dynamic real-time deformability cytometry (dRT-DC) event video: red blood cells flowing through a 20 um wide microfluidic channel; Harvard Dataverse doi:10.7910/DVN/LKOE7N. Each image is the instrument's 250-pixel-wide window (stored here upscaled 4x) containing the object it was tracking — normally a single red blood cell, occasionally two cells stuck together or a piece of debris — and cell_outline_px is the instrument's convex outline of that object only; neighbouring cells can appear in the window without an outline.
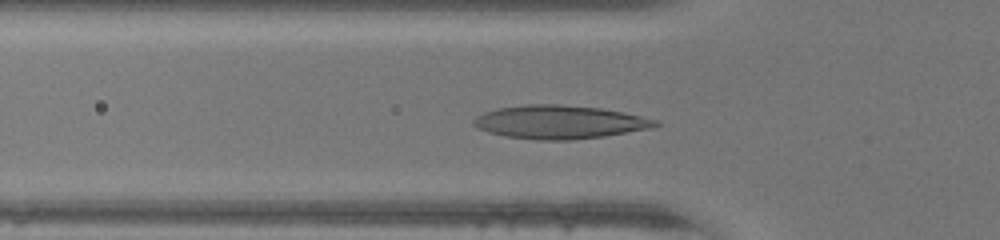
{"species": "human", "species_latin": "Homo sapiens", "temperature_condition": "warm", "stored_images_in_passage": 44, "camera_frame_rate_fps": 3000, "um_per_image_px": 0.085, "donor": {"sex": "female"}, "frame": {"image": 1, "passage_image": 13, "time_ms": 4.0, "image_size_px": [1000, 240], "cell_outline_px": [[660, 124], [656, 128], [604, 136], [568, 140], [536, 140], [508, 136], [488, 132], [472, 124], [472, 120], [476, 116], [484, 112], [500, 108], [528, 104], [560, 104], [600, 108], [624, 112], [660, 120]], "centroid_in_image_um": [47.63, 10.37], "position_along_channel_um": 78.2, "area_um2": 35.49}}
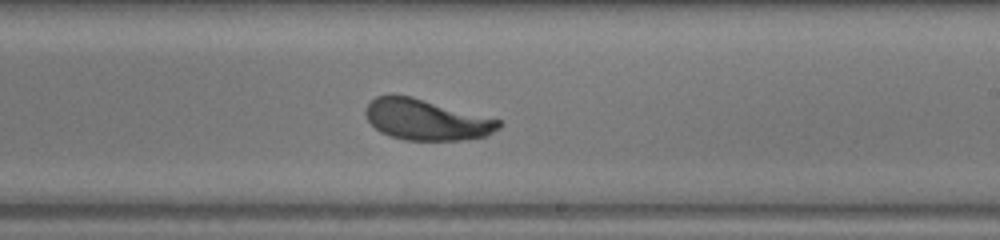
{"frame": {"image": 2, "passage_image": 25, "time_ms": 8.0, "image_size_px": [1000, 240], "cell_outline_px": [[504, 124], [500, 128], [488, 136], [464, 140], [404, 140], [380, 132], [368, 120], [364, 112], [364, 108], [376, 96], [392, 92], [412, 96], [500, 120]], "centroid_in_image_um": [36.23, 10.16], "position_along_channel_um": 252.8, "area_um2": 32.08}}
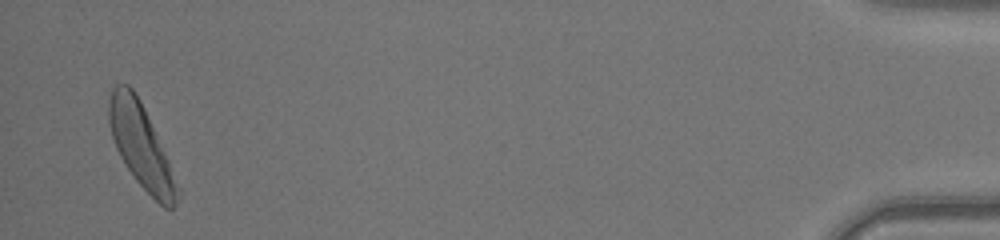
{"frame": {"image": 3, "passage_image": 43, "time_ms": 14.0, "image_size_px": [1000, 240], "cell_outline_px": [[180, 192], [172, 208], [164, 208], [136, 180], [120, 156], [116, 148], [112, 136], [108, 120], [108, 104], [112, 88], [116, 84], [128, 84], [132, 88], [140, 100], [168, 160], [180, 188]], "centroid_in_image_um": [11.97, 12.39], "position_along_channel_um": 423.2, "area_um2": 32.6}, "authors_computed_cell_mechanics": {"area_um2": 32.4836, "velocity_mm_per_s": 4.37, "shape_relaxation_time_tau1_ms": 2.3744, "shape_relaxation_time_tau2_ms": 0.882, "deformation_change_tau1": 0.1495, "deformation_change_tau2": 0.0681}}